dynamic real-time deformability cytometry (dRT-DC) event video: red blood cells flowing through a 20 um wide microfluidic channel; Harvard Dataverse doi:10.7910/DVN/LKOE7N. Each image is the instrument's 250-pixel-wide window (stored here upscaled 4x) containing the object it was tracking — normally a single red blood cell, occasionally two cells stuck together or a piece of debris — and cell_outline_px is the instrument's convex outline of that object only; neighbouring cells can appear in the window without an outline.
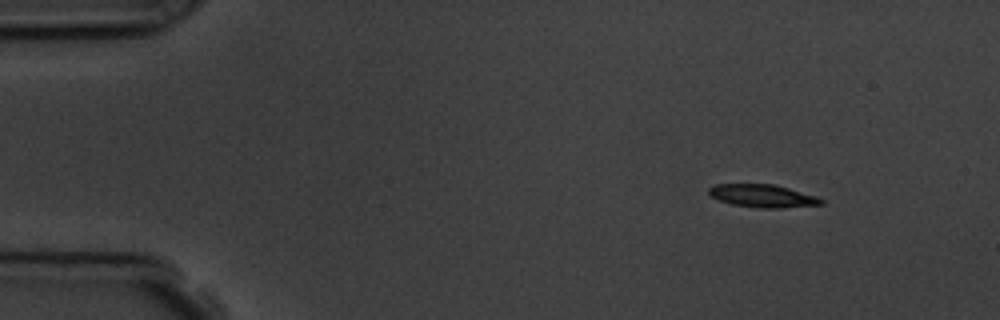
{"species": "common noctule bat (a hibernating species)", "species_latin": "Nyctalus noctula", "temperature_condition": "room temperature", "stored_images_in_passage": 10, "camera_frame_rate_fps": 3000, "um_per_image_px": 0.085, "animal": {"sex": "male", "body_mass_g": 19.5, "forearm_length_mm": 54.6}, "frame": {"image": 1, "passage_image": 1, "time_ms": 0.0, "image_size_px": [1000, 320], "cell_outline_px": [[824, 204], [780, 208], [760, 208], [732, 204], [716, 200], [708, 192], [708, 188], [716, 184], [772, 184], [788, 188], [816, 196], [824, 200]], "centroid_in_image_um": [64.81, 16.65], "position_along_channel_um": 20.2, "area_um2": 14.91}}
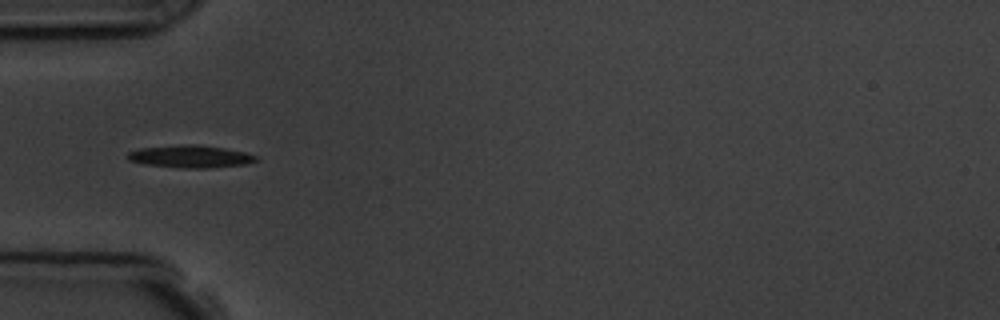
{"frame": {"image": 2, "passage_image": 4, "time_ms": 3.667, "image_size_px": [1000, 320], "cell_outline_px": [[260, 160], [244, 164], [208, 168], [184, 168], [144, 164], [128, 160], [128, 152], [140, 148], [180, 144], [196, 144], [224, 148], [244, 152], [256, 156]], "centroid_in_image_um": [16.17, 13.29], "position_along_channel_um": 68.8, "area_um2": 16.76}}
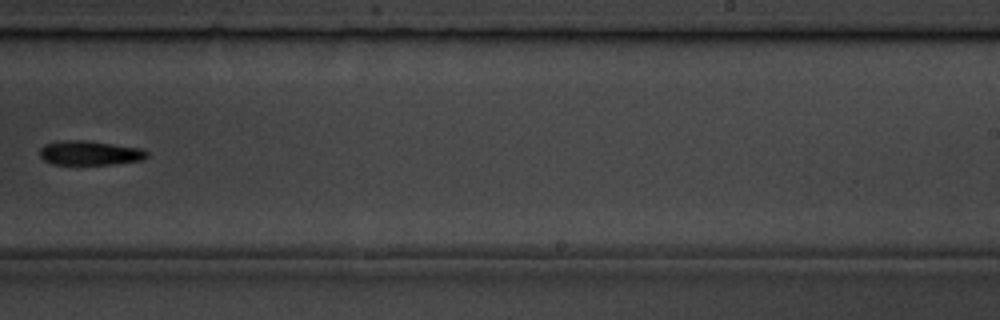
{"frame": {"image": 3, "passage_image": 9, "time_ms": 9.333, "image_size_px": [1000, 320], "cell_outline_px": [[148, 156], [144, 160], [112, 164], [52, 164], [44, 160], [40, 156], [40, 148], [44, 144], [64, 140], [84, 140], [144, 148], [148, 152]], "centroid_in_image_um": [7.67, 13.0], "position_along_channel_um": 281.3, "area_um2": 15.32}}